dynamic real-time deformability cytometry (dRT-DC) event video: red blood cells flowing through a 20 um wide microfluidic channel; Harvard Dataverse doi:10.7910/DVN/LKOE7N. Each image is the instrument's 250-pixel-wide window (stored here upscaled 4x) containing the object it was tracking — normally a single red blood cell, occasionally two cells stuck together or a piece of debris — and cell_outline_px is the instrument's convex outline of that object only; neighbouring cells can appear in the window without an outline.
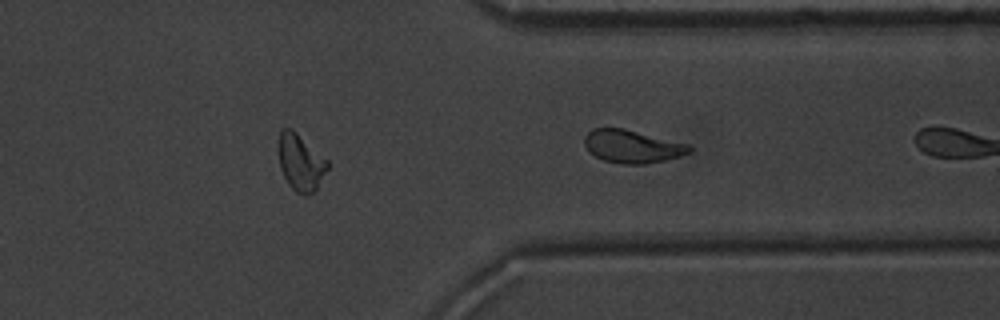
{"species": "common noctule bat (a hibernating species)", "species_latin": "Nyctalus noctula", "temperature_condition": "warm", "stored_images_in_passage": 22, "camera_frame_rate_fps": 3000, "um_per_image_px": 0.085, "animal": {"sex": "male", "body_mass_g": 20.1, "forearm_length_mm": 53.5}, "frame": {"image": 1, "passage_image": 22, "time_ms": 7.0, "image_size_px": [1000, 320], "cell_outline_px": [[692, 152], [680, 156], [664, 160], [644, 164], [620, 164], [604, 160], [588, 152], [584, 144], [584, 136], [592, 128], [624, 128], [688, 144], [692, 148]], "centroid_in_image_um": [53.72, 12.44], "position_along_channel_um": 357.7, "area_um2": 20.17}}